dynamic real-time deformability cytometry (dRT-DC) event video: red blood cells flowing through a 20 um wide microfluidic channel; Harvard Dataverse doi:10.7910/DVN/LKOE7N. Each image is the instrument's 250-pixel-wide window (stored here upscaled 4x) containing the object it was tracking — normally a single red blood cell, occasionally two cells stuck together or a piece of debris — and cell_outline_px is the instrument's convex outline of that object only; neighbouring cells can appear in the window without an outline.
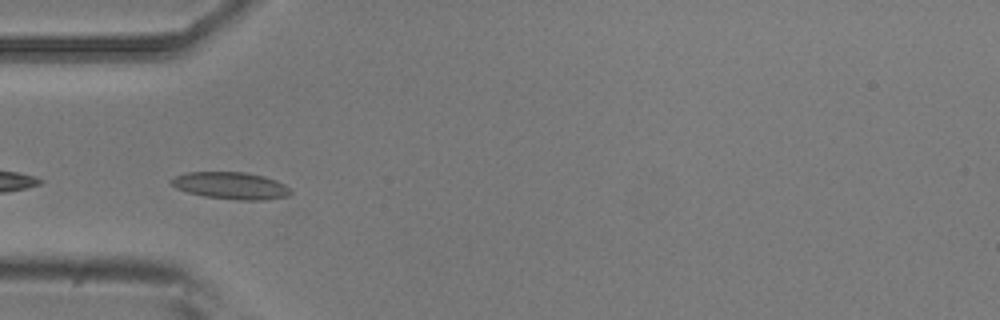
{"species": "common noctule bat (a hibernating species)", "species_latin": "Nyctalus noctula", "temperature_condition": "room temperature", "stored_images_in_passage": 6, "camera_frame_rate_fps": 3000, "um_per_image_px": 0.085, "animal": {"sex": "male", "body_mass_g": 20.5, "forearm_length_mm": 52.5}, "frame": {"image": 1, "passage_image": 1, "time_ms": 0.0, "image_size_px": [1000, 320], "cell_outline_px": [[292, 192], [288, 196], [268, 200], [236, 200], [204, 196], [188, 192], [176, 188], [168, 184], [168, 180], [176, 176], [188, 172], [244, 172], [264, 176], [276, 180], [284, 184]], "centroid_in_image_um": [19.6, 15.78], "position_along_channel_um": 65.4, "area_um2": 18.96}}
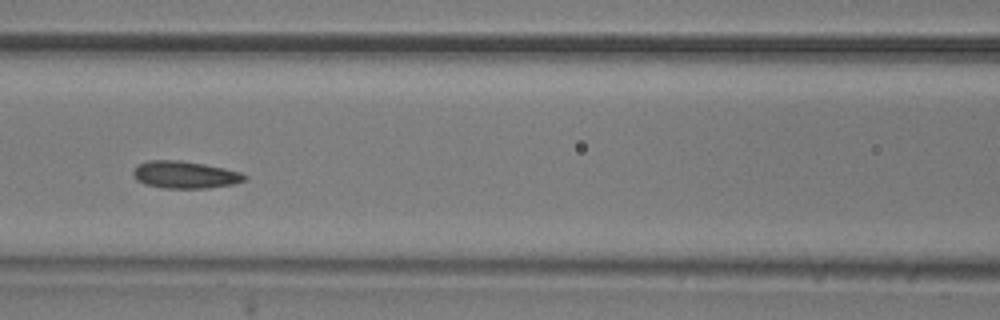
{"frame": {"image": 2, "passage_image": 3, "time_ms": 2.333, "image_size_px": [1000, 320], "cell_outline_px": [[248, 176], [244, 180], [232, 184], [208, 188], [164, 188], [144, 184], [136, 180], [132, 172], [140, 164], [148, 160], [180, 160], [204, 164], [224, 168], [240, 172]], "centroid_in_image_um": [15.71, 14.85], "position_along_channel_um": 150.9, "area_um2": 17.57}}
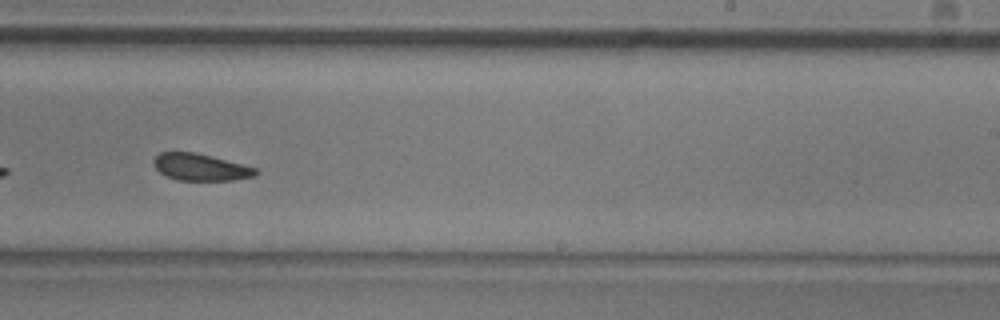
{"frame": {"image": 3, "passage_image": 6, "time_ms": 5.667, "image_size_px": [1000, 320], "cell_outline_px": [[260, 172], [256, 176], [232, 180], [176, 180], [160, 172], [156, 168], [152, 160], [160, 152], [196, 152], [256, 168]], "centroid_in_image_um": [17.05, 14.21], "position_along_channel_um": 272.0, "area_um2": 15.9}}